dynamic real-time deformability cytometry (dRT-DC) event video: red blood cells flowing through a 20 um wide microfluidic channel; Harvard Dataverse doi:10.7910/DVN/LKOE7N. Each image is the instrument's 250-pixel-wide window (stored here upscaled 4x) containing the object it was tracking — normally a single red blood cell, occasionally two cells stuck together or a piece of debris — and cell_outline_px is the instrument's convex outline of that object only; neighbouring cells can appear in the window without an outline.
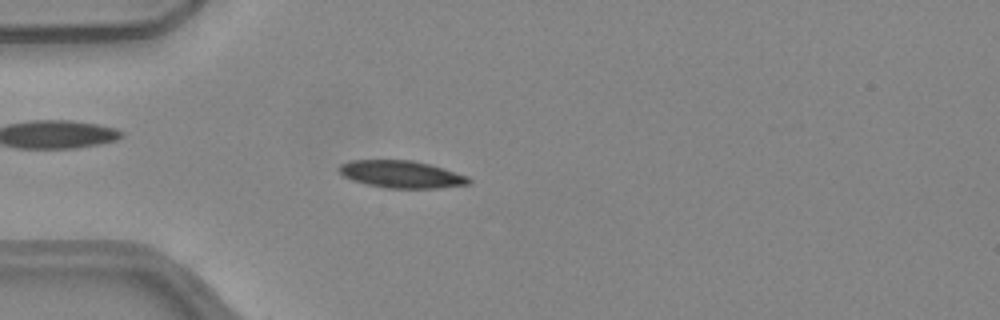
{"species": "common noctule bat (a hibernating species)", "species_latin": "Nyctalus noctula", "temperature_condition": "warm", "stored_images_in_passage": 50, "camera_frame_rate_fps": 3000, "um_per_image_px": 0.085, "animal": {"sex": "female", "body_mass_g": 24.6, "forearm_length_mm": 56.2}, "frame": {"image": 1, "passage_image": 14, "time_ms": 4.333, "image_size_px": [1000, 320], "cell_outline_px": [[472, 180], [468, 184], [436, 188], [384, 188], [352, 180], [344, 176], [336, 168], [340, 164], [352, 160], [412, 160], [444, 168], [468, 176]], "centroid_in_image_um": [34.11, 14.81], "position_along_channel_um": 50.9, "area_um2": 20.58}}
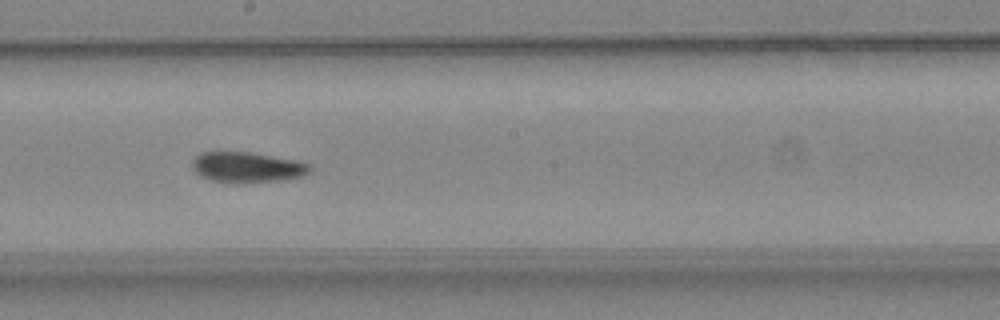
{"frame": {"image": 2, "passage_image": 28, "time_ms": 9.0, "image_size_px": [1000, 320], "cell_outline_px": [[312, 168], [304, 176], [284, 180], [236, 184], [212, 180], [200, 176], [192, 168], [192, 160], [200, 152], [216, 148], [248, 152], [296, 160], [308, 164]], "centroid_in_image_um": [20.92, 14.19], "position_along_channel_um": 227.3, "area_um2": 21.73}}
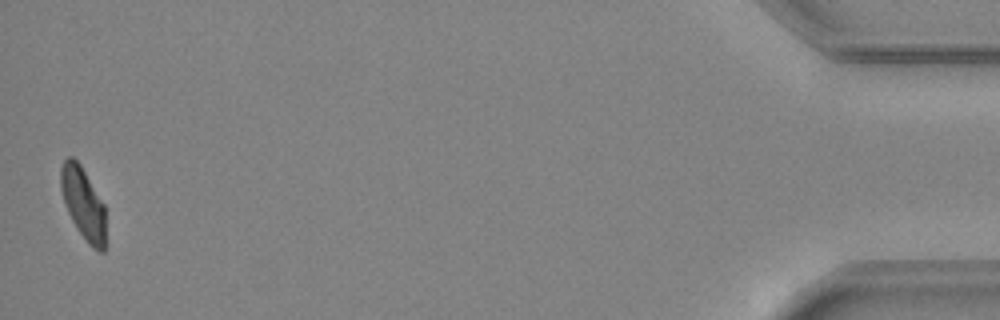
{"frame": {"image": 3, "passage_image": 50, "time_ms": 16.333, "image_size_px": [1000, 320], "cell_outline_px": [[104, 252], [100, 252], [92, 248], [88, 244], [76, 228], [68, 212], [60, 188], [60, 168], [64, 160], [68, 156], [72, 156], [80, 164], [104, 204]], "centroid_in_image_um": [7.05, 17.27], "position_along_channel_um": 428.2, "area_um2": 18.61}, "authors_computed_cell_mechanics": {"area_um2": 20.3167, "velocity_mm_per_s": 4.03, "shape_relaxation_time_tau1_ms": 4.1661, "shape_relaxation_time_tau2_ms": 2.8296, "deformation_change_tau1": 0.1678, "deformation_change_tau2": 0.0872}}